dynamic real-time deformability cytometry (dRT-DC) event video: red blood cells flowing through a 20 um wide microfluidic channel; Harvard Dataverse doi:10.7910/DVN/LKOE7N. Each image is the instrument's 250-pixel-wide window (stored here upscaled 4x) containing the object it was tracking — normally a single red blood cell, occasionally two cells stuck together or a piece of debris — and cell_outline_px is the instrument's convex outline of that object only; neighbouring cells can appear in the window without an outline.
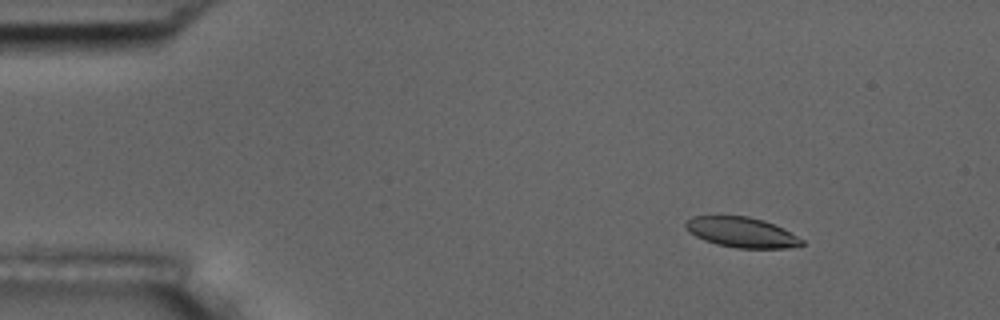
{"species": "common noctule bat (a hibernating species)", "species_latin": "Nyctalus noctula", "temperature_condition": "room temperature", "stored_images_in_passage": 4, "camera_frame_rate_fps": 3000, "um_per_image_px": 0.085, "animal": {"sex": "male", "body_mass_g": 17.5, "forearm_length_mm": 52.3}, "frame": {"image": 1, "passage_image": 2, "time_ms": 1.333, "image_size_px": [1000, 320], "cell_outline_px": [[804, 244], [784, 248], [736, 248], [716, 244], [704, 240], [696, 236], [684, 224], [692, 216], [748, 216], [764, 220], [804, 240]], "centroid_in_image_um": [63.02, 19.75], "position_along_channel_um": 22.0, "area_um2": 20.0}}